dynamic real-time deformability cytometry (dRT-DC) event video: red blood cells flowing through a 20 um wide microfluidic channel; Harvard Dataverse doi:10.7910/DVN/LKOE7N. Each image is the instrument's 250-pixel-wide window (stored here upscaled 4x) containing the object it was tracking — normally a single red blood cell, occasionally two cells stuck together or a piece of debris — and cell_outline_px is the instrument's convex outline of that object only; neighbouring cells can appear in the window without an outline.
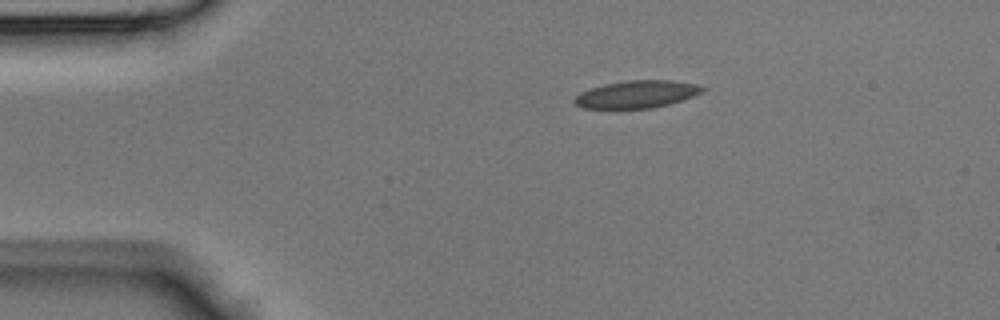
{"species": "Egyptian fruit bat (a non-hibernating species)", "species_latin": "Rousettus aegyptiacus", "temperature_condition": "room temperature", "stored_images_in_passage": 36, "camera_frame_rate_fps": 3000, "um_per_image_px": 0.085, "animal": {"sex": "male"}, "frame": {"image": 1, "passage_image": 1, "time_ms": 0.0, "image_size_px": [1000, 320], "cell_outline_px": [[708, 88], [704, 92], [668, 104], [652, 108], [584, 108], [576, 104], [572, 100], [580, 92], [604, 84], [628, 80], [672, 80], [700, 84]], "centroid_in_image_um": [54.17, 8.0], "position_along_channel_um": 30.8, "area_um2": 20.46}}
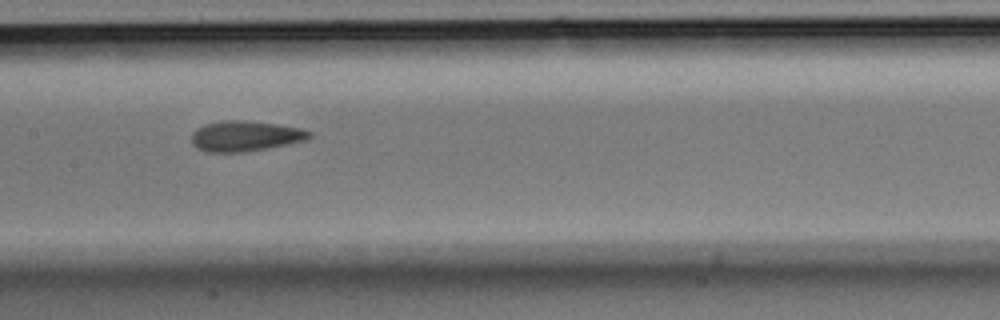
{"frame": {"image": 2, "passage_image": 14, "time_ms": 4.333, "image_size_px": [1000, 320], "cell_outline_px": [[312, 136], [308, 140], [268, 148], [244, 152], [208, 152], [196, 148], [192, 144], [192, 132], [196, 128], [204, 124], [224, 120], [244, 120], [276, 124], [300, 128], [312, 132]], "centroid_in_image_um": [20.84, 11.56], "position_along_channel_um": 186.6, "area_um2": 21.04}}
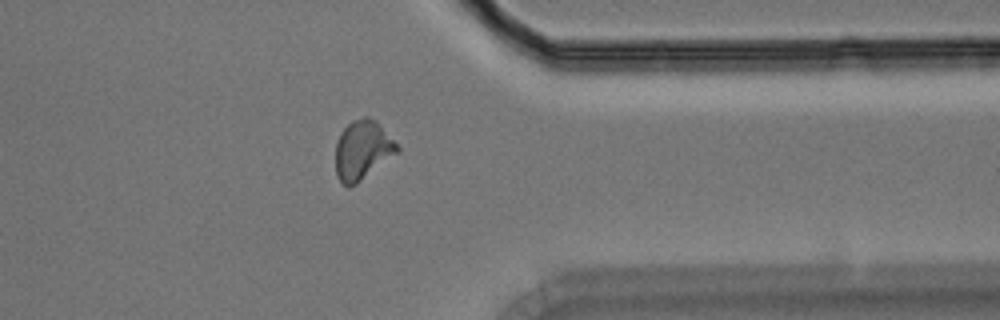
{"frame": {"image": 3, "passage_image": 27, "time_ms": 8.667, "image_size_px": [1000, 320], "cell_outline_px": [[400, 152], [356, 184], [348, 188], [336, 176], [336, 140], [340, 132], [352, 120], [364, 116], [368, 116], [376, 120], [400, 148]], "centroid_in_image_um": [30.81, 12.75], "position_along_channel_um": 380.6, "area_um2": 21.44}}